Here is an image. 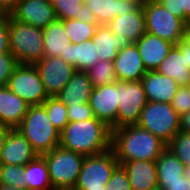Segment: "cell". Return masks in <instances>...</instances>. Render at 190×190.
I'll list each match as a JSON object with an SVG mask.
<instances>
[{"label": "cell", "instance_id": "obj_38", "mask_svg": "<svg viewBox=\"0 0 190 190\" xmlns=\"http://www.w3.org/2000/svg\"><path fill=\"white\" fill-rule=\"evenodd\" d=\"M67 114L69 121L77 122L95 118L93 111L88 102L80 105H68Z\"/></svg>", "mask_w": 190, "mask_h": 190}, {"label": "cell", "instance_id": "obj_19", "mask_svg": "<svg viewBox=\"0 0 190 190\" xmlns=\"http://www.w3.org/2000/svg\"><path fill=\"white\" fill-rule=\"evenodd\" d=\"M107 26L114 35L122 34L129 43H136L146 33L142 5L134 12L116 16Z\"/></svg>", "mask_w": 190, "mask_h": 190}, {"label": "cell", "instance_id": "obj_46", "mask_svg": "<svg viewBox=\"0 0 190 190\" xmlns=\"http://www.w3.org/2000/svg\"><path fill=\"white\" fill-rule=\"evenodd\" d=\"M10 130H11V128H8V127L0 124V153H1V149L3 148L5 139Z\"/></svg>", "mask_w": 190, "mask_h": 190}, {"label": "cell", "instance_id": "obj_18", "mask_svg": "<svg viewBox=\"0 0 190 190\" xmlns=\"http://www.w3.org/2000/svg\"><path fill=\"white\" fill-rule=\"evenodd\" d=\"M148 102L171 103L180 85L170 77L147 71L141 79Z\"/></svg>", "mask_w": 190, "mask_h": 190}, {"label": "cell", "instance_id": "obj_23", "mask_svg": "<svg viewBox=\"0 0 190 190\" xmlns=\"http://www.w3.org/2000/svg\"><path fill=\"white\" fill-rule=\"evenodd\" d=\"M92 90L87 72L76 70L56 97L66 106L80 105L88 102Z\"/></svg>", "mask_w": 190, "mask_h": 190}, {"label": "cell", "instance_id": "obj_13", "mask_svg": "<svg viewBox=\"0 0 190 190\" xmlns=\"http://www.w3.org/2000/svg\"><path fill=\"white\" fill-rule=\"evenodd\" d=\"M87 16L98 25H107L116 16L134 12L141 5V0H83Z\"/></svg>", "mask_w": 190, "mask_h": 190}, {"label": "cell", "instance_id": "obj_44", "mask_svg": "<svg viewBox=\"0 0 190 190\" xmlns=\"http://www.w3.org/2000/svg\"><path fill=\"white\" fill-rule=\"evenodd\" d=\"M180 132H190V110L180 116Z\"/></svg>", "mask_w": 190, "mask_h": 190}, {"label": "cell", "instance_id": "obj_15", "mask_svg": "<svg viewBox=\"0 0 190 190\" xmlns=\"http://www.w3.org/2000/svg\"><path fill=\"white\" fill-rule=\"evenodd\" d=\"M113 64L119 81H140L147 72L135 43L119 50Z\"/></svg>", "mask_w": 190, "mask_h": 190}, {"label": "cell", "instance_id": "obj_43", "mask_svg": "<svg viewBox=\"0 0 190 190\" xmlns=\"http://www.w3.org/2000/svg\"><path fill=\"white\" fill-rule=\"evenodd\" d=\"M183 55H186L187 65L190 68V28H188L185 38L182 40Z\"/></svg>", "mask_w": 190, "mask_h": 190}, {"label": "cell", "instance_id": "obj_14", "mask_svg": "<svg viewBox=\"0 0 190 190\" xmlns=\"http://www.w3.org/2000/svg\"><path fill=\"white\" fill-rule=\"evenodd\" d=\"M10 16L41 29L57 19L53 4L47 0H21Z\"/></svg>", "mask_w": 190, "mask_h": 190}, {"label": "cell", "instance_id": "obj_2", "mask_svg": "<svg viewBox=\"0 0 190 190\" xmlns=\"http://www.w3.org/2000/svg\"><path fill=\"white\" fill-rule=\"evenodd\" d=\"M59 146L83 156L98 155L111 148V129L97 118L69 121L60 133Z\"/></svg>", "mask_w": 190, "mask_h": 190}, {"label": "cell", "instance_id": "obj_35", "mask_svg": "<svg viewBox=\"0 0 190 190\" xmlns=\"http://www.w3.org/2000/svg\"><path fill=\"white\" fill-rule=\"evenodd\" d=\"M106 190H132L126 170L118 165L106 185Z\"/></svg>", "mask_w": 190, "mask_h": 190}, {"label": "cell", "instance_id": "obj_48", "mask_svg": "<svg viewBox=\"0 0 190 190\" xmlns=\"http://www.w3.org/2000/svg\"><path fill=\"white\" fill-rule=\"evenodd\" d=\"M184 176L190 180V165H186L184 169Z\"/></svg>", "mask_w": 190, "mask_h": 190}, {"label": "cell", "instance_id": "obj_36", "mask_svg": "<svg viewBox=\"0 0 190 190\" xmlns=\"http://www.w3.org/2000/svg\"><path fill=\"white\" fill-rule=\"evenodd\" d=\"M18 65L11 53L0 54V87L7 86L13 70Z\"/></svg>", "mask_w": 190, "mask_h": 190}, {"label": "cell", "instance_id": "obj_42", "mask_svg": "<svg viewBox=\"0 0 190 190\" xmlns=\"http://www.w3.org/2000/svg\"><path fill=\"white\" fill-rule=\"evenodd\" d=\"M21 0H0V11L3 14H11Z\"/></svg>", "mask_w": 190, "mask_h": 190}, {"label": "cell", "instance_id": "obj_21", "mask_svg": "<svg viewBox=\"0 0 190 190\" xmlns=\"http://www.w3.org/2000/svg\"><path fill=\"white\" fill-rule=\"evenodd\" d=\"M132 190H149L158 186L155 161L134 160L122 164Z\"/></svg>", "mask_w": 190, "mask_h": 190}, {"label": "cell", "instance_id": "obj_1", "mask_svg": "<svg viewBox=\"0 0 190 190\" xmlns=\"http://www.w3.org/2000/svg\"><path fill=\"white\" fill-rule=\"evenodd\" d=\"M166 147L158 137L136 124L111 130V149L119 165L134 160L156 161Z\"/></svg>", "mask_w": 190, "mask_h": 190}, {"label": "cell", "instance_id": "obj_16", "mask_svg": "<svg viewBox=\"0 0 190 190\" xmlns=\"http://www.w3.org/2000/svg\"><path fill=\"white\" fill-rule=\"evenodd\" d=\"M36 156L26 138L17 129H11L1 149L0 164L25 166Z\"/></svg>", "mask_w": 190, "mask_h": 190}, {"label": "cell", "instance_id": "obj_11", "mask_svg": "<svg viewBox=\"0 0 190 190\" xmlns=\"http://www.w3.org/2000/svg\"><path fill=\"white\" fill-rule=\"evenodd\" d=\"M48 97H56L76 71L60 57H43L34 63Z\"/></svg>", "mask_w": 190, "mask_h": 190}, {"label": "cell", "instance_id": "obj_7", "mask_svg": "<svg viewBox=\"0 0 190 190\" xmlns=\"http://www.w3.org/2000/svg\"><path fill=\"white\" fill-rule=\"evenodd\" d=\"M136 125L151 132L167 145L180 132V116L171 103L147 102Z\"/></svg>", "mask_w": 190, "mask_h": 190}, {"label": "cell", "instance_id": "obj_9", "mask_svg": "<svg viewBox=\"0 0 190 190\" xmlns=\"http://www.w3.org/2000/svg\"><path fill=\"white\" fill-rule=\"evenodd\" d=\"M7 87L29 105H42L48 98L34 64H18L9 78Z\"/></svg>", "mask_w": 190, "mask_h": 190}, {"label": "cell", "instance_id": "obj_49", "mask_svg": "<svg viewBox=\"0 0 190 190\" xmlns=\"http://www.w3.org/2000/svg\"><path fill=\"white\" fill-rule=\"evenodd\" d=\"M149 190H162V189L159 186H157V187H154V188L149 189Z\"/></svg>", "mask_w": 190, "mask_h": 190}, {"label": "cell", "instance_id": "obj_34", "mask_svg": "<svg viewBox=\"0 0 190 190\" xmlns=\"http://www.w3.org/2000/svg\"><path fill=\"white\" fill-rule=\"evenodd\" d=\"M167 148L186 166L190 165V134L178 132L167 144Z\"/></svg>", "mask_w": 190, "mask_h": 190}, {"label": "cell", "instance_id": "obj_26", "mask_svg": "<svg viewBox=\"0 0 190 190\" xmlns=\"http://www.w3.org/2000/svg\"><path fill=\"white\" fill-rule=\"evenodd\" d=\"M98 61L94 42L87 40L78 44L70 43L66 51V63L77 71H88Z\"/></svg>", "mask_w": 190, "mask_h": 190}, {"label": "cell", "instance_id": "obj_24", "mask_svg": "<svg viewBox=\"0 0 190 190\" xmlns=\"http://www.w3.org/2000/svg\"><path fill=\"white\" fill-rule=\"evenodd\" d=\"M42 32L44 43L43 57H60L66 62V51L71 42L65 31L63 21L56 19L43 28Z\"/></svg>", "mask_w": 190, "mask_h": 190}, {"label": "cell", "instance_id": "obj_47", "mask_svg": "<svg viewBox=\"0 0 190 190\" xmlns=\"http://www.w3.org/2000/svg\"><path fill=\"white\" fill-rule=\"evenodd\" d=\"M0 190H25V189H20L17 187H12V186H8V185L0 184Z\"/></svg>", "mask_w": 190, "mask_h": 190}, {"label": "cell", "instance_id": "obj_41", "mask_svg": "<svg viewBox=\"0 0 190 190\" xmlns=\"http://www.w3.org/2000/svg\"><path fill=\"white\" fill-rule=\"evenodd\" d=\"M162 190H190V180L184 175L180 180L158 182Z\"/></svg>", "mask_w": 190, "mask_h": 190}, {"label": "cell", "instance_id": "obj_45", "mask_svg": "<svg viewBox=\"0 0 190 190\" xmlns=\"http://www.w3.org/2000/svg\"><path fill=\"white\" fill-rule=\"evenodd\" d=\"M184 23L190 28V0H183Z\"/></svg>", "mask_w": 190, "mask_h": 190}, {"label": "cell", "instance_id": "obj_12", "mask_svg": "<svg viewBox=\"0 0 190 190\" xmlns=\"http://www.w3.org/2000/svg\"><path fill=\"white\" fill-rule=\"evenodd\" d=\"M88 103L95 118L102 121L111 130L117 128L118 91L117 81L93 88Z\"/></svg>", "mask_w": 190, "mask_h": 190}, {"label": "cell", "instance_id": "obj_4", "mask_svg": "<svg viewBox=\"0 0 190 190\" xmlns=\"http://www.w3.org/2000/svg\"><path fill=\"white\" fill-rule=\"evenodd\" d=\"M9 45L18 64H34L44 55L42 29L15 20L9 14Z\"/></svg>", "mask_w": 190, "mask_h": 190}, {"label": "cell", "instance_id": "obj_25", "mask_svg": "<svg viewBox=\"0 0 190 190\" xmlns=\"http://www.w3.org/2000/svg\"><path fill=\"white\" fill-rule=\"evenodd\" d=\"M92 41L98 55V60L113 62L119 50L129 44L122 34L114 35L107 25H98Z\"/></svg>", "mask_w": 190, "mask_h": 190}, {"label": "cell", "instance_id": "obj_32", "mask_svg": "<svg viewBox=\"0 0 190 190\" xmlns=\"http://www.w3.org/2000/svg\"><path fill=\"white\" fill-rule=\"evenodd\" d=\"M42 105L47 111V116L52 125L61 133L69 123L67 106L58 97H48Z\"/></svg>", "mask_w": 190, "mask_h": 190}, {"label": "cell", "instance_id": "obj_40", "mask_svg": "<svg viewBox=\"0 0 190 190\" xmlns=\"http://www.w3.org/2000/svg\"><path fill=\"white\" fill-rule=\"evenodd\" d=\"M171 14L184 22L183 0H157Z\"/></svg>", "mask_w": 190, "mask_h": 190}, {"label": "cell", "instance_id": "obj_10", "mask_svg": "<svg viewBox=\"0 0 190 190\" xmlns=\"http://www.w3.org/2000/svg\"><path fill=\"white\" fill-rule=\"evenodd\" d=\"M117 128L137 124L141 111L148 102L142 81L117 80Z\"/></svg>", "mask_w": 190, "mask_h": 190}, {"label": "cell", "instance_id": "obj_37", "mask_svg": "<svg viewBox=\"0 0 190 190\" xmlns=\"http://www.w3.org/2000/svg\"><path fill=\"white\" fill-rule=\"evenodd\" d=\"M171 106L179 116L190 110V92L187 86H180L174 95Z\"/></svg>", "mask_w": 190, "mask_h": 190}, {"label": "cell", "instance_id": "obj_27", "mask_svg": "<svg viewBox=\"0 0 190 190\" xmlns=\"http://www.w3.org/2000/svg\"><path fill=\"white\" fill-rule=\"evenodd\" d=\"M24 180L26 190H54L47 163L42 155L36 156L24 166Z\"/></svg>", "mask_w": 190, "mask_h": 190}, {"label": "cell", "instance_id": "obj_22", "mask_svg": "<svg viewBox=\"0 0 190 190\" xmlns=\"http://www.w3.org/2000/svg\"><path fill=\"white\" fill-rule=\"evenodd\" d=\"M156 71L175 80L180 86L190 84V68L187 65L186 55H183L182 41L172 47Z\"/></svg>", "mask_w": 190, "mask_h": 190}, {"label": "cell", "instance_id": "obj_30", "mask_svg": "<svg viewBox=\"0 0 190 190\" xmlns=\"http://www.w3.org/2000/svg\"><path fill=\"white\" fill-rule=\"evenodd\" d=\"M87 72L93 88H98L117 81L114 64L107 60H98Z\"/></svg>", "mask_w": 190, "mask_h": 190}, {"label": "cell", "instance_id": "obj_39", "mask_svg": "<svg viewBox=\"0 0 190 190\" xmlns=\"http://www.w3.org/2000/svg\"><path fill=\"white\" fill-rule=\"evenodd\" d=\"M10 53L9 14L0 16V54Z\"/></svg>", "mask_w": 190, "mask_h": 190}, {"label": "cell", "instance_id": "obj_5", "mask_svg": "<svg viewBox=\"0 0 190 190\" xmlns=\"http://www.w3.org/2000/svg\"><path fill=\"white\" fill-rule=\"evenodd\" d=\"M47 163L54 190H73L85 156L61 146L42 155Z\"/></svg>", "mask_w": 190, "mask_h": 190}, {"label": "cell", "instance_id": "obj_33", "mask_svg": "<svg viewBox=\"0 0 190 190\" xmlns=\"http://www.w3.org/2000/svg\"><path fill=\"white\" fill-rule=\"evenodd\" d=\"M0 184L26 190L24 166L0 164Z\"/></svg>", "mask_w": 190, "mask_h": 190}, {"label": "cell", "instance_id": "obj_28", "mask_svg": "<svg viewBox=\"0 0 190 190\" xmlns=\"http://www.w3.org/2000/svg\"><path fill=\"white\" fill-rule=\"evenodd\" d=\"M157 170V181L180 180L184 175L185 165L167 147L155 161Z\"/></svg>", "mask_w": 190, "mask_h": 190}, {"label": "cell", "instance_id": "obj_29", "mask_svg": "<svg viewBox=\"0 0 190 190\" xmlns=\"http://www.w3.org/2000/svg\"><path fill=\"white\" fill-rule=\"evenodd\" d=\"M71 43L78 44L91 40L98 24L91 18L62 20Z\"/></svg>", "mask_w": 190, "mask_h": 190}, {"label": "cell", "instance_id": "obj_31", "mask_svg": "<svg viewBox=\"0 0 190 190\" xmlns=\"http://www.w3.org/2000/svg\"><path fill=\"white\" fill-rule=\"evenodd\" d=\"M52 4L58 20L88 17L83 0H55Z\"/></svg>", "mask_w": 190, "mask_h": 190}, {"label": "cell", "instance_id": "obj_8", "mask_svg": "<svg viewBox=\"0 0 190 190\" xmlns=\"http://www.w3.org/2000/svg\"><path fill=\"white\" fill-rule=\"evenodd\" d=\"M118 165L111 148L98 155L85 156L73 190H106V185Z\"/></svg>", "mask_w": 190, "mask_h": 190}, {"label": "cell", "instance_id": "obj_6", "mask_svg": "<svg viewBox=\"0 0 190 190\" xmlns=\"http://www.w3.org/2000/svg\"><path fill=\"white\" fill-rule=\"evenodd\" d=\"M146 32L178 45L186 36L188 26L171 14L157 0L142 2Z\"/></svg>", "mask_w": 190, "mask_h": 190}, {"label": "cell", "instance_id": "obj_3", "mask_svg": "<svg viewBox=\"0 0 190 190\" xmlns=\"http://www.w3.org/2000/svg\"><path fill=\"white\" fill-rule=\"evenodd\" d=\"M16 129L38 155L48 153L60 144V133L50 122L43 105H30Z\"/></svg>", "mask_w": 190, "mask_h": 190}, {"label": "cell", "instance_id": "obj_20", "mask_svg": "<svg viewBox=\"0 0 190 190\" xmlns=\"http://www.w3.org/2000/svg\"><path fill=\"white\" fill-rule=\"evenodd\" d=\"M30 105L15 95L7 86L0 87V124L16 129Z\"/></svg>", "mask_w": 190, "mask_h": 190}, {"label": "cell", "instance_id": "obj_17", "mask_svg": "<svg viewBox=\"0 0 190 190\" xmlns=\"http://www.w3.org/2000/svg\"><path fill=\"white\" fill-rule=\"evenodd\" d=\"M135 44L147 71H155L175 45L147 32Z\"/></svg>", "mask_w": 190, "mask_h": 190}]
</instances>
